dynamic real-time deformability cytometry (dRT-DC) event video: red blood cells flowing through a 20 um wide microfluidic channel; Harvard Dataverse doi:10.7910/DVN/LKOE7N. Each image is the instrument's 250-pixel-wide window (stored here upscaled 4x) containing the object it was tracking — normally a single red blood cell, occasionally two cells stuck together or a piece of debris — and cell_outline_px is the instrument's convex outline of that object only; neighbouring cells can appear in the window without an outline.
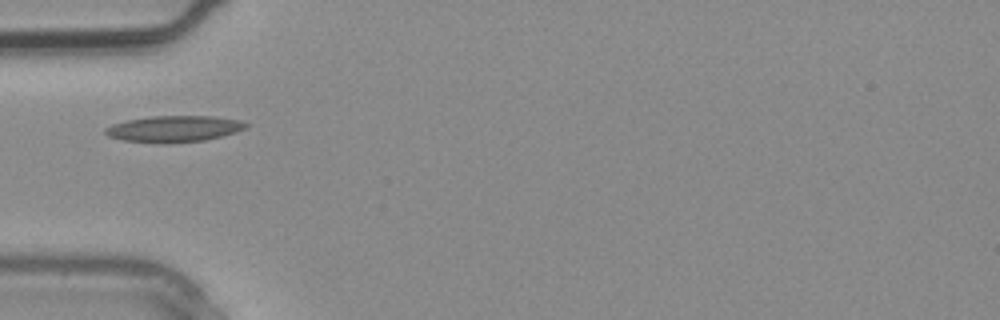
{"species": "common noctule bat (a hibernating species)", "species_latin": "Nyctalus noctula", "temperature_condition": "warm", "stored_images_in_passage": 1, "camera_frame_rate_fps": 3000, "um_per_image_px": 0.085, "animal": {"sex": "male", "body_mass_g": 20.4}, "frame": {"image": 1, "passage_image": 1, "time_ms": 0.0, "image_size_px": [1000, 320], "cell_outline_px": [[248, 128], [236, 132], [204, 140], [164, 144], [156, 144], [120, 140], [108, 136], [104, 132], [104, 128], [112, 124], [128, 120], [152, 116], [212, 116], [240, 120], [248, 124]], "centroid_in_image_um": [14.75, 10.96], "position_along_channel_um": 70.2, "area_um2": 21.79}}